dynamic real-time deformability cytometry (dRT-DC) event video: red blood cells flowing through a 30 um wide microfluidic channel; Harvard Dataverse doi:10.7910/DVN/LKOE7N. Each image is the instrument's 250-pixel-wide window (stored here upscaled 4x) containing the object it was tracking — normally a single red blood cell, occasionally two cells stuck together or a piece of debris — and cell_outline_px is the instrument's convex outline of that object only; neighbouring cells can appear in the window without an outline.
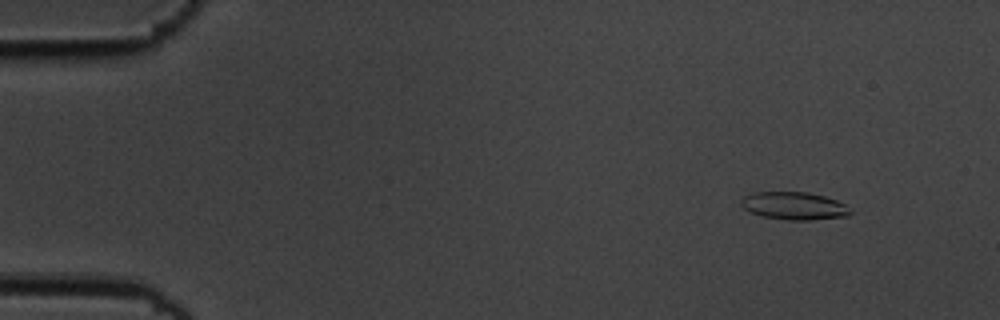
{"species": "common noctule bat (a hibernating species)", "species_latin": "Nyctalus noctula", "temperature_condition": "cold", "stored_images_in_passage": 5, "camera_frame_rate_fps": 3000, "um_per_image_px": 0.085, "animal": {"sex": "male", "body_mass_g": 19.5, "forearm_length_mm": 54.6}, "frame": {"image": 1, "passage_image": 2, "time_ms": 0.333, "image_size_px": [1000, 320], "cell_outline_px": [[852, 212], [848, 216], [812, 220], [788, 220], [764, 216], [752, 212], [744, 208], [740, 204], [740, 200], [744, 196], [752, 192], [808, 192], [824, 196], [836, 200], [844, 204]], "centroid_in_image_um": [67.49, 17.49], "position_along_channel_um": 17.5, "area_um2": 17.57}}